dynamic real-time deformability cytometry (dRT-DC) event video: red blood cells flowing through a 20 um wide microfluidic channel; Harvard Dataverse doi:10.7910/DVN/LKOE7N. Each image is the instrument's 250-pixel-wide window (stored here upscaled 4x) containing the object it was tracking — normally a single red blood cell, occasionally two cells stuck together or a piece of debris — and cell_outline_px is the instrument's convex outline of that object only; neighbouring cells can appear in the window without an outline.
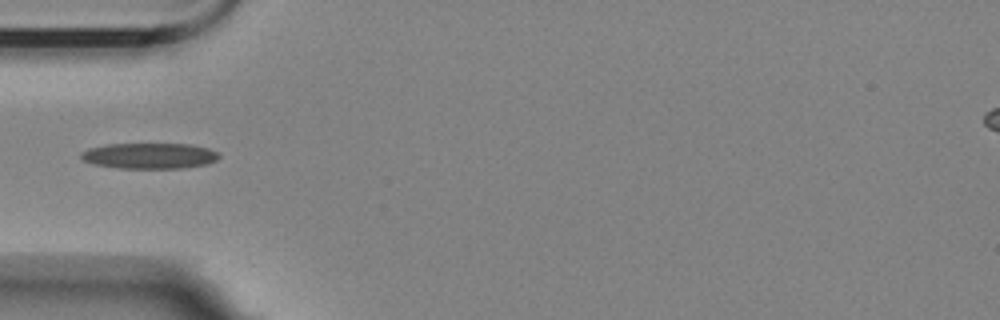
{"species": "Egyptian fruit bat (a non-hibernating species)", "species_latin": "Rousettus aegyptiacus", "temperature_condition": "room temperature", "stored_images_in_passage": 9, "camera_frame_rate_fps": 3000, "um_per_image_px": 0.085, "animal": {"sex": "female"}, "frame": {"image": 1, "passage_image": 1, "time_ms": 0.0, "image_size_px": [1000, 320], "cell_outline_px": [[220, 156], [216, 160], [204, 164], [180, 168], [120, 168], [92, 164], [84, 160], [80, 156], [80, 152], [88, 148], [108, 144], [192, 144], [208, 148], [220, 152]], "centroid_in_image_um": [12.7, 13.23], "position_along_channel_um": 72.3, "area_um2": 20.69}}
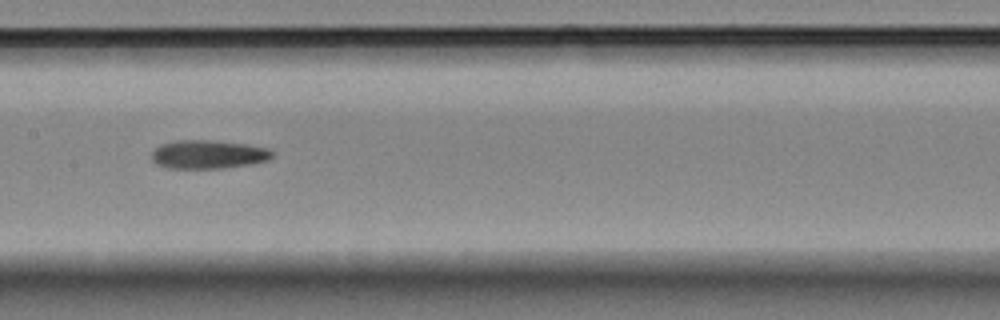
{"frame": {"image": 2, "passage_image": 4, "time_ms": 3.333, "image_size_px": [1000, 320], "cell_outline_px": [[272, 156], [268, 160], [252, 164], [224, 168], [168, 168], [156, 164], [152, 160], [152, 152], [160, 144], [176, 140], [212, 140], [248, 144], [268, 148], [272, 152]], "centroid_in_image_um": [17.69, 13.12], "position_along_channel_um": 189.7, "area_um2": 20.17}}
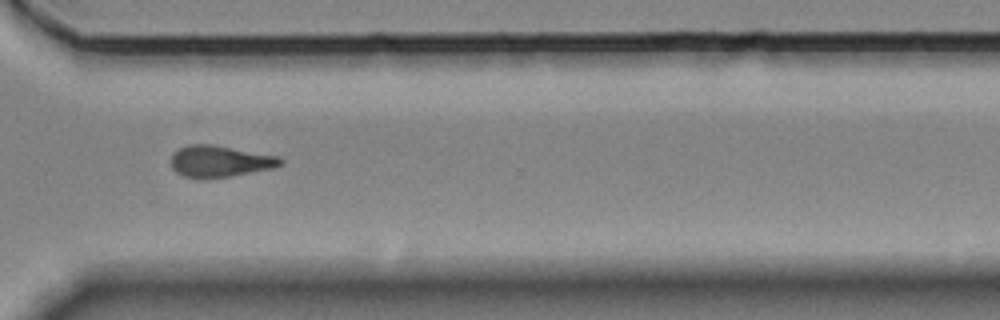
{"frame": {"image": 3, "passage_image": 8, "time_ms": 8.0, "image_size_px": [1000, 320], "cell_outline_px": [[284, 164], [276, 168], [232, 176], [208, 180], [200, 180], [184, 176], [176, 172], [172, 168], [172, 152], [188, 144], [212, 144], [280, 156], [284, 160]], "centroid_in_image_um": [18.73, 13.73], "position_along_channel_um": 351.9, "area_um2": 20.75}}